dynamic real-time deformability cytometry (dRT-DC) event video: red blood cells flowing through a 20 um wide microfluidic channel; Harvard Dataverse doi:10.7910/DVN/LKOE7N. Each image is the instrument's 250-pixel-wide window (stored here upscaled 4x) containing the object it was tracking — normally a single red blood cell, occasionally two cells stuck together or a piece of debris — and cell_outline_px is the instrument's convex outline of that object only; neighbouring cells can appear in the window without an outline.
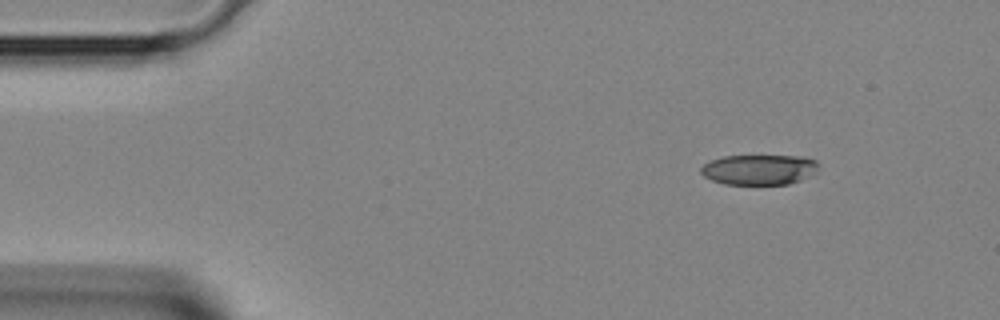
{"species": "Egyptian fruit bat (a non-hibernating species)", "species_latin": "Rousettus aegyptiacus", "temperature_condition": "room temperature", "stored_images_in_passage": 2, "camera_frame_rate_fps": 3000, "um_per_image_px": 0.085, "animal": {"sex": "female"}, "frame": {"image": 1, "passage_image": 1, "time_ms": 0.0, "image_size_px": [1000, 320], "cell_outline_px": [[820, 164], [816, 172], [800, 180], [788, 184], [724, 184], [712, 180], [704, 176], [700, 172], [700, 168], [704, 164], [712, 160], [724, 156], [808, 156], [816, 160]], "centroid_in_image_um": [64.56, 14.41], "position_along_channel_um": 20.4, "area_um2": 20.81}}